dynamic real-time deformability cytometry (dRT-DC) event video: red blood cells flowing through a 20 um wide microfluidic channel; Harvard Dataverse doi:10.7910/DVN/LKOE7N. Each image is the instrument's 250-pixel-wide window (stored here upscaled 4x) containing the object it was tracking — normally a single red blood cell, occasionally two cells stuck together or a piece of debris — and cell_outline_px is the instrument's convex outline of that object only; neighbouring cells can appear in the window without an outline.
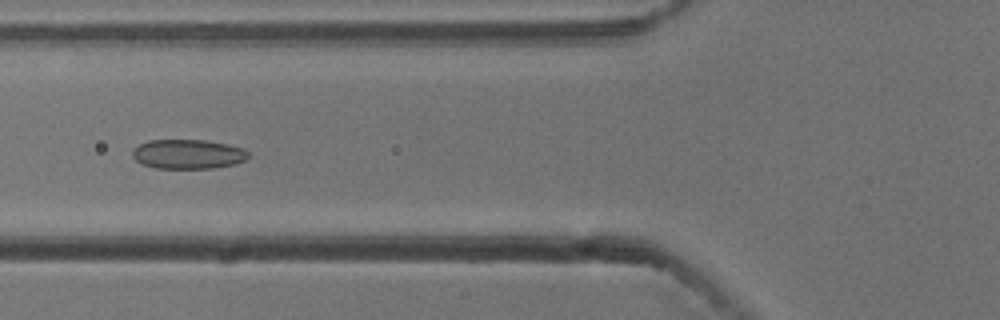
{"species": "common noctule bat (a hibernating species)", "species_latin": "Nyctalus noctula", "temperature_condition": "cold", "stored_images_in_passage": 23, "camera_frame_rate_fps": 3000, "um_per_image_px": 0.085, "animal": {"sex": "male", "body_mass_g": 13.3}, "frame": {"image": 1, "passage_image": 7, "time_ms": 2.0, "image_size_px": [1000, 320], "cell_outline_px": [[248, 156], [244, 160], [232, 164], [212, 168], [156, 168], [144, 164], [136, 160], [132, 156], [132, 152], [140, 144], [148, 140], [204, 140], [228, 144], [244, 148], [248, 152]], "centroid_in_image_um": [15.98, 13.09], "position_along_channel_um": 109.8, "area_um2": 19.65}}
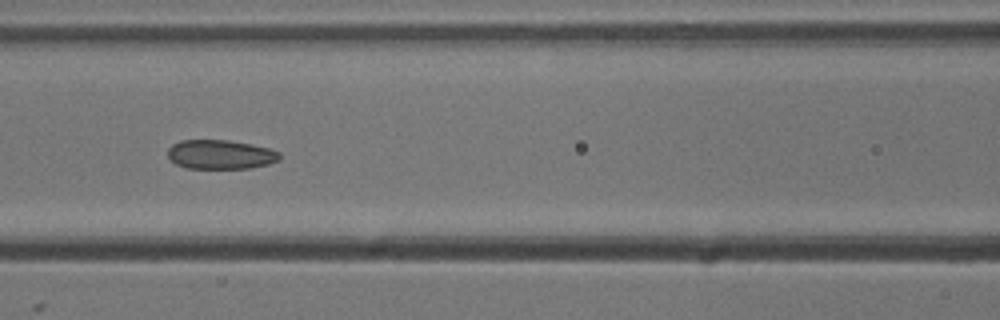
{"frame": {"image": 2, "passage_image": 10, "time_ms": 3.0, "image_size_px": [1000, 320], "cell_outline_px": [[280, 160], [268, 164], [252, 168], [184, 168], [168, 160], [168, 148], [172, 144], [180, 140], [228, 140], [252, 144], [268, 148], [280, 152]], "centroid_in_image_um": [18.72, 13.13], "position_along_channel_um": 147.9, "area_um2": 19.25}}